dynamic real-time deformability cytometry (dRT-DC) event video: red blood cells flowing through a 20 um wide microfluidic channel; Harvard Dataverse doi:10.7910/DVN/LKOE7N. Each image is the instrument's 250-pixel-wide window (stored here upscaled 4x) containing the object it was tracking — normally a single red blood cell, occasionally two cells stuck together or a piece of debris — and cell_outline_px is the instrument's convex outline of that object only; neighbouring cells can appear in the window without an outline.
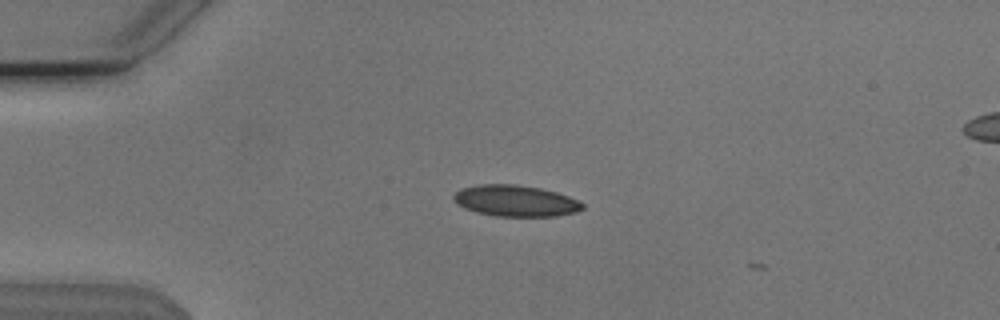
{"species": "Egyptian fruit bat (a non-hibernating species)", "species_latin": "Rousettus aegyptiacus", "temperature_condition": "cold", "stored_images_in_passage": 4, "camera_frame_rate_fps": 3000, "um_per_image_px": 0.085, "animal": {"sex": "male"}, "frame": {"image": 1, "passage_image": 3, "time_ms": 0.667, "image_size_px": [1000, 320], "cell_outline_px": [[584, 208], [576, 212], [556, 216], [496, 216], [476, 212], [464, 208], [452, 200], [452, 196], [460, 188], [480, 184], [512, 184], [540, 188], [556, 192], [568, 196], [584, 204]], "centroid_in_image_um": [43.79, 17.07], "position_along_channel_um": 41.2, "area_um2": 23.47}}